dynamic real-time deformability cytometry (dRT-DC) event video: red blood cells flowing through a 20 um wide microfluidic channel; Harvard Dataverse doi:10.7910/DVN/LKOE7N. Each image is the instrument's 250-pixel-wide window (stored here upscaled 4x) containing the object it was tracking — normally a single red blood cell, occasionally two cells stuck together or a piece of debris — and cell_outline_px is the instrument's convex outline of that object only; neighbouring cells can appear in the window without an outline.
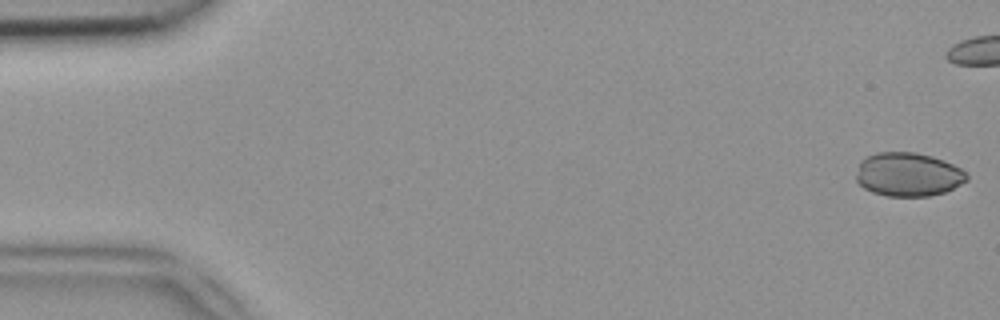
{"species": "common noctule bat (a hibernating species)", "species_latin": "Nyctalus noctula", "temperature_condition": "room temperature", "stored_images_in_passage": 39, "camera_frame_rate_fps": 3000, "um_per_image_px": 0.085, "animal": {"sex": "female", "body_mass_g": 18.4}, "frame": {"image": 1, "passage_image": 1, "time_ms": 0.0, "image_size_px": [1000, 320], "cell_outline_px": [[968, 180], [944, 192], [928, 196], [888, 196], [872, 192], [864, 188], [856, 180], [856, 172], [860, 160], [876, 152], [916, 152], [932, 156], [944, 160], [960, 168], [968, 176]], "centroid_in_image_um": [77.17, 14.82], "position_along_channel_um": 7.8, "area_um2": 28.21}}
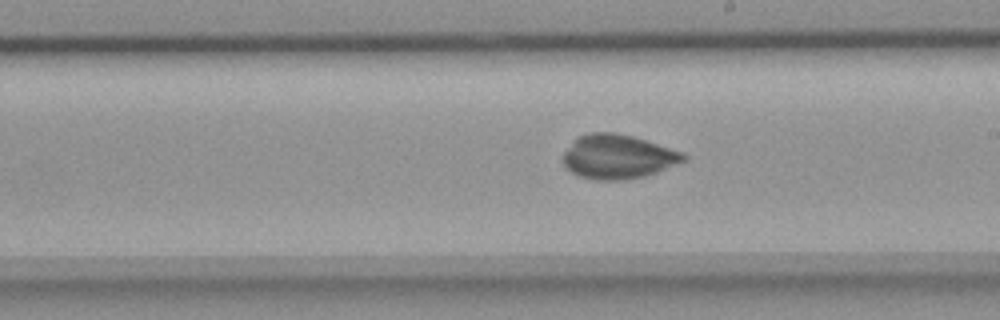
{"frame": {"image": 2, "passage_image": 28, "time_ms": 9.0, "image_size_px": [1000, 320], "cell_outline_px": [[688, 160], [656, 172], [644, 176], [624, 180], [592, 180], [580, 176], [564, 168], [560, 160], [564, 152], [580, 136], [592, 132], [616, 132], [632, 136], [684, 152], [688, 156]], "centroid_in_image_um": [52.52, 13.33], "position_along_channel_um": 236.5, "area_um2": 31.15}}
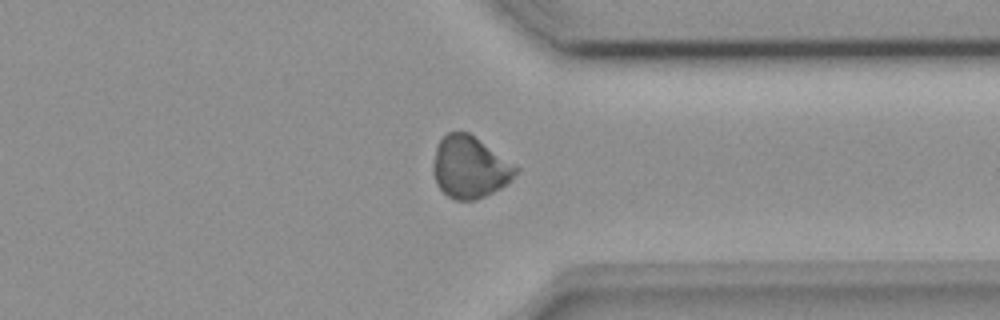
{"frame": {"image": 3, "passage_image": 38, "time_ms": 12.333, "image_size_px": [1000, 320], "cell_outline_px": [[520, 172], [508, 184], [476, 200], [456, 200], [448, 196], [436, 184], [432, 172], [432, 164], [436, 144], [448, 132], [468, 132], [520, 168]], "centroid_in_image_um": [39.93, 14.22], "position_along_channel_um": 371.5, "area_um2": 29.94}}